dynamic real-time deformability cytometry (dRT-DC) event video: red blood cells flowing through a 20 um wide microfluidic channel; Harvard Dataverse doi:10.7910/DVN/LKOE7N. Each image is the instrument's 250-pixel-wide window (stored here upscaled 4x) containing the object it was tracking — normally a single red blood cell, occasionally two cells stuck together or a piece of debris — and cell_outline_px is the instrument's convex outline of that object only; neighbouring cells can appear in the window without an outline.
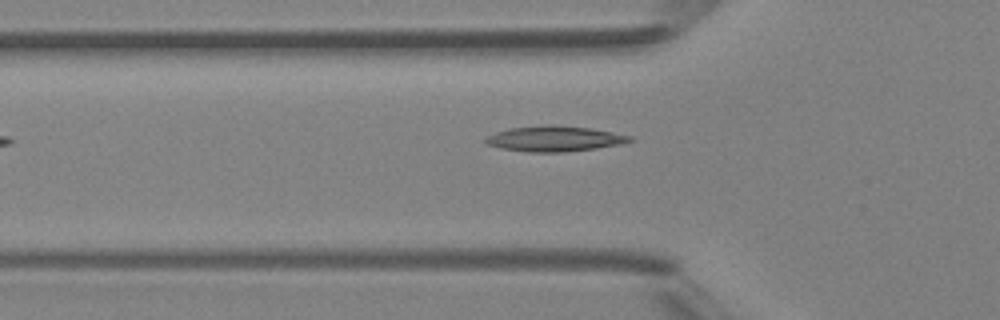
{"species": "Egyptian fruit bat (a non-hibernating species)", "species_latin": "Rousettus aegyptiacus", "temperature_condition": "room temperature", "stored_images_in_passage": 5, "camera_frame_rate_fps": 3000, "um_per_image_px": 0.085, "animal": {"sex": "female"}, "frame": {"image": 1, "passage_image": 5, "time_ms": 4.667, "image_size_px": [1000, 320], "cell_outline_px": [[632, 140], [620, 144], [596, 148], [564, 152], [528, 152], [500, 148], [488, 144], [484, 140], [488, 136], [496, 132], [508, 128], [552, 124], [588, 128], [612, 132], [632, 136]], "centroid_in_image_um": [47.11, 11.79], "position_along_channel_um": 78.7, "area_um2": 21.21}}